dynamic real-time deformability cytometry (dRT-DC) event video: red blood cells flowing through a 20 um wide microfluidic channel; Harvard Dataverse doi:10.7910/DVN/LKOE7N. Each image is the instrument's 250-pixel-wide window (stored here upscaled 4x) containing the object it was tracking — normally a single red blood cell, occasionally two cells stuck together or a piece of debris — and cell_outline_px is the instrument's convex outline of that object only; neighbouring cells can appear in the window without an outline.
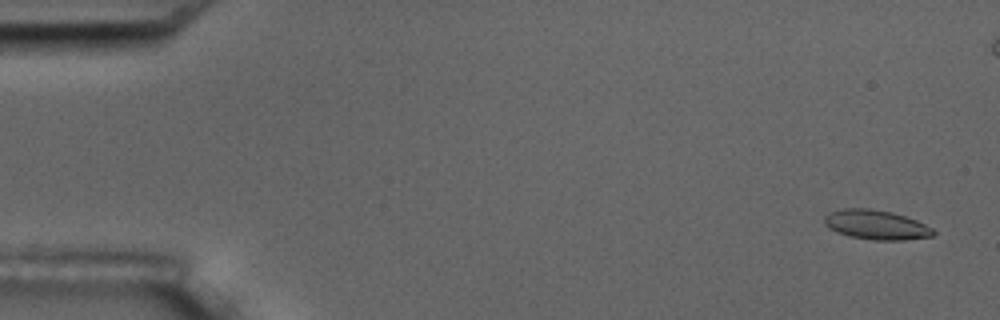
{"species": "common noctule bat (a hibernating species)", "species_latin": "Nyctalus noctula", "temperature_condition": "room temperature", "stored_images_in_passage": 5, "camera_frame_rate_fps": 3000, "um_per_image_px": 0.085, "animal": {"sex": "male", "body_mass_g": 17.5, "forearm_length_mm": 52.3}, "frame": {"image": 1, "passage_image": 1, "time_ms": 0.0, "image_size_px": [1000, 320], "cell_outline_px": [[936, 232], [932, 236], [904, 240], [872, 240], [848, 236], [836, 232], [828, 228], [824, 224], [824, 216], [828, 212], [844, 208], [868, 208], [892, 212], [916, 220], [932, 228]], "centroid_in_image_um": [74.43, 19.11], "position_along_channel_um": 10.6, "area_um2": 18.84}}